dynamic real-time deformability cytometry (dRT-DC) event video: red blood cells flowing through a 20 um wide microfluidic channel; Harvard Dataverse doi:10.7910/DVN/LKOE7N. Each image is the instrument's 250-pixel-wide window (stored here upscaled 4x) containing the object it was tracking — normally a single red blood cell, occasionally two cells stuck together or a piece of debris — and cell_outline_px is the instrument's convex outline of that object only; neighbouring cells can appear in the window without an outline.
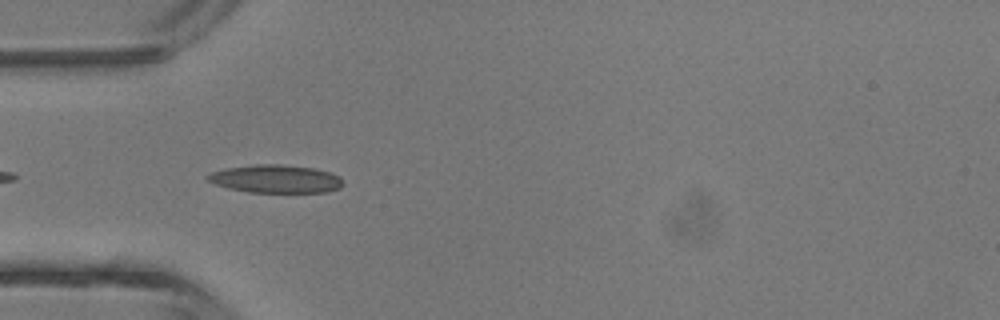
{"species": "common noctule bat (a hibernating species)", "species_latin": "Nyctalus noctula", "temperature_condition": "room temperature", "stored_images_in_passage": 4, "camera_frame_rate_fps": 3000, "um_per_image_px": 0.085, "animal": {"sex": "male", "body_mass_g": 13.3}, "frame": {"image": 1, "passage_image": 4, "time_ms": 4.333, "image_size_px": [1000, 320], "cell_outline_px": [[344, 184], [340, 188], [328, 192], [248, 192], [228, 188], [216, 184], [208, 180], [204, 176], [212, 172], [228, 168], [256, 164], [280, 164], [312, 168], [328, 172], [340, 176]], "centroid_in_image_um": [23.45, 15.21], "position_along_channel_um": 61.5, "area_um2": 22.02}}